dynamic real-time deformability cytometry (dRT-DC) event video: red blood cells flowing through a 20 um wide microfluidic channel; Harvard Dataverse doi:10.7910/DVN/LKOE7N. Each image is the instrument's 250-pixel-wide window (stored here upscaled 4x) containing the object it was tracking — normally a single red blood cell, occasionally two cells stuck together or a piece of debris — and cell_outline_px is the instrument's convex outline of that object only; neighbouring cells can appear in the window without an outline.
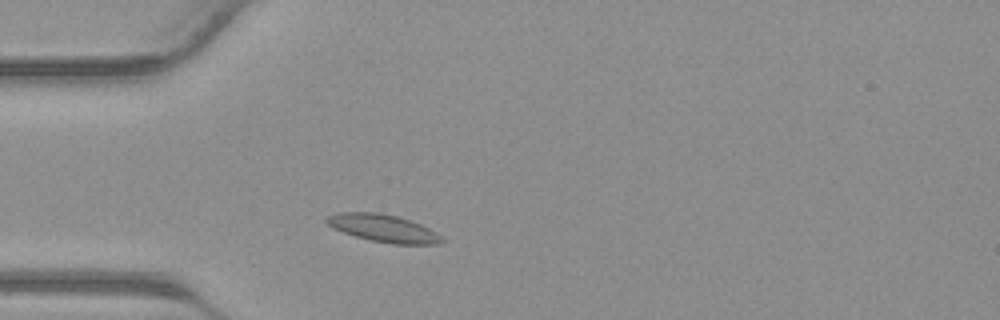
{"species": "common noctule bat (a hibernating species)", "species_latin": "Nyctalus noctula", "temperature_condition": "warm", "stored_images_in_passage": 35, "camera_frame_rate_fps": 3000, "um_per_image_px": 0.085, "animal": {"sex": "male", "body_mass_g": 23.1, "forearm_length_mm": 52.7}, "frame": {"image": 1, "passage_image": 5, "time_ms": 1.333, "image_size_px": [1000, 320], "cell_outline_px": [[444, 240], [436, 244], [392, 244], [372, 240], [356, 236], [332, 228], [324, 220], [328, 216], [336, 212], [376, 212], [396, 216], [420, 224], [436, 232]], "centroid_in_image_um": [32.54, 19.39], "position_along_channel_um": 52.5, "area_um2": 18.21}}
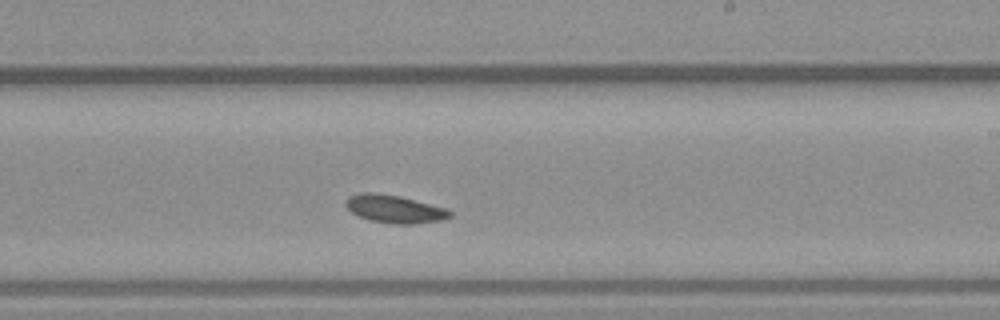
{"frame": {"image": 2, "passage_image": 18, "time_ms": 5.667, "image_size_px": [1000, 320], "cell_outline_px": [[452, 216], [440, 220], [412, 224], [392, 224], [368, 220], [352, 212], [344, 204], [348, 196], [364, 192], [372, 192], [400, 196], [448, 208], [452, 212]], "centroid_in_image_um": [33.55, 17.76], "position_along_channel_um": 255.5, "area_um2": 16.99}}
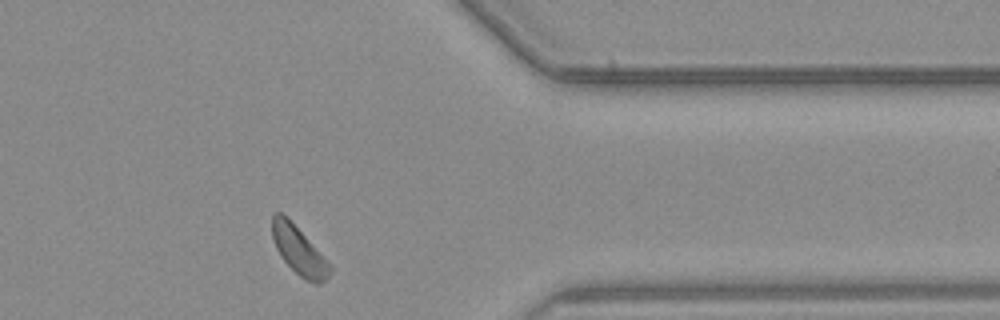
{"frame": {"image": 3, "passage_image": 27, "time_ms": 8.667, "image_size_px": [1000, 320], "cell_outline_px": [[332, 272], [320, 284], [316, 284], [304, 280], [280, 256], [276, 248], [272, 236], [272, 212], [280, 212], [332, 264]], "centroid_in_image_um": [25.42, 21.35], "position_along_channel_um": 386.0, "area_um2": 15.84}}